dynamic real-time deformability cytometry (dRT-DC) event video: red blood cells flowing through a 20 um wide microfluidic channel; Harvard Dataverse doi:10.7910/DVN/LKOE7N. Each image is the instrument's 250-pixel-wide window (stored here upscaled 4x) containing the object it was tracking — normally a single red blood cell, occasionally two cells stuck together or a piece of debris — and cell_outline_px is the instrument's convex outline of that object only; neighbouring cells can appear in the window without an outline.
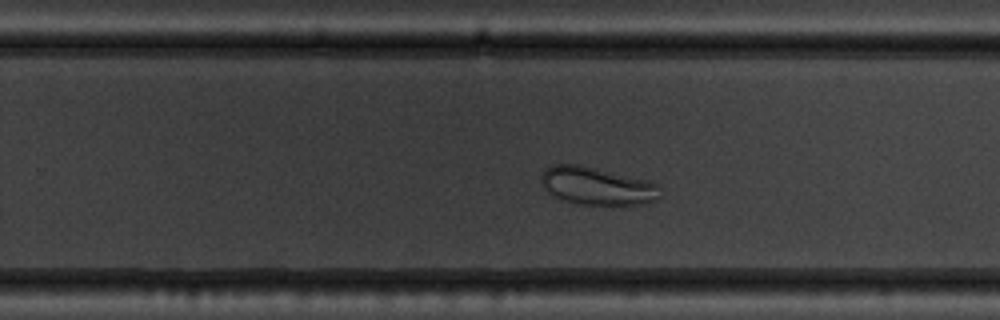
{"species": "common noctule bat (a hibernating species)", "species_latin": "Nyctalus noctula", "temperature_condition": "warm", "stored_images_in_passage": 47, "camera_frame_rate_fps": 3000, "um_per_image_px": 0.085, "animal": {"sex": "male", "body_mass_g": 19.5, "forearm_length_mm": 54.6}, "frame": {"image": 1, "passage_image": 27, "time_ms": 8.667, "image_size_px": [1000, 320], "cell_outline_px": [[660, 196], [648, 204], [580, 204], [560, 200], [552, 196], [544, 188], [540, 180], [540, 176], [544, 168], [552, 164], [580, 164], [652, 180], [660, 184]], "centroid_in_image_um": [50.75, 15.78], "position_along_channel_um": 279.1, "area_um2": 26.88}}